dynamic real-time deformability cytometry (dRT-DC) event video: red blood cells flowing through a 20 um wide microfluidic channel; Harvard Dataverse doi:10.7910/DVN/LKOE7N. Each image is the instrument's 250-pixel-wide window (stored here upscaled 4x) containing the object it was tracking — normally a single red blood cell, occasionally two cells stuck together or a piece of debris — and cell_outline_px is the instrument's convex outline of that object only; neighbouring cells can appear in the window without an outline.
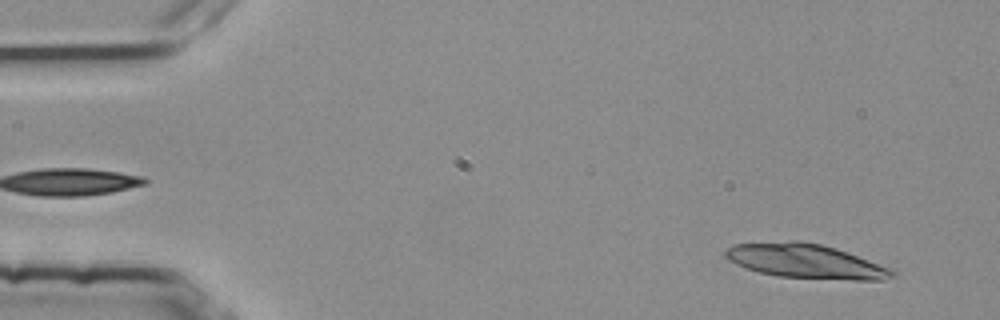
{"species": "common noctule bat (a hibernating species)", "species_latin": "Nyctalus noctula", "temperature_condition": "room temperature", "stored_images_in_passage": 38, "segment_of_instrument_passage": [1, 2], "camera_frame_rate_fps": 3000, "um_per_image_px": 0.085, "animal": {"sex": "female", "body_mass_g": 25.1}, "frame": {"image": 1, "passage_image": 3, "time_ms": 0.667, "image_size_px": [1000, 320], "cell_outline_px": [[896, 276], [884, 280], [852, 280], [780, 276], [760, 272], [736, 264], [728, 260], [724, 256], [724, 252], [728, 248], [736, 244], [792, 240], [800, 240], [820, 244], [836, 248], [888, 268], [896, 272]], "centroid_in_image_um": [68.46, 22.19], "position_along_channel_um": 16.5, "area_um2": 32.95}}